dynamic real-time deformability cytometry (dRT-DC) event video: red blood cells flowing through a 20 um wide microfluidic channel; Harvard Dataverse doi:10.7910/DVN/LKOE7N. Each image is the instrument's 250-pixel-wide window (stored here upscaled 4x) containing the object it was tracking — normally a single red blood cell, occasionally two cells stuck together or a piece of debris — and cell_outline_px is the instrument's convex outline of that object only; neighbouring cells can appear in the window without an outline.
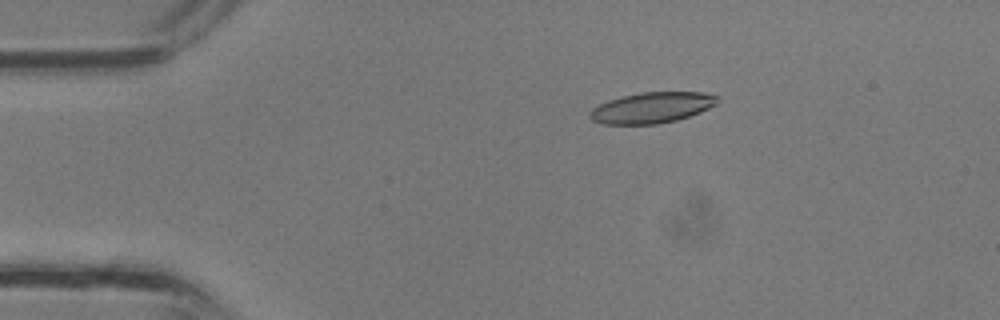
{"species": "common noctule bat (a hibernating species)", "species_latin": "Nyctalus noctula", "temperature_condition": "room temperature", "stored_images_in_passage": 36, "camera_frame_rate_fps": 3000, "um_per_image_px": 0.085, "animal": {"sex": "male", "body_mass_g": 13.3}, "frame": {"image": 1, "passage_image": 7, "time_ms": 2.0, "image_size_px": [1000, 320], "cell_outline_px": [[720, 100], [716, 104], [700, 112], [676, 120], [656, 124], [604, 124], [592, 120], [588, 116], [588, 112], [592, 108], [608, 100], [620, 96], [640, 92], [704, 92], [720, 96]], "centroid_in_image_um": [55.4, 9.14], "position_along_channel_um": 29.6, "area_um2": 23.06}}
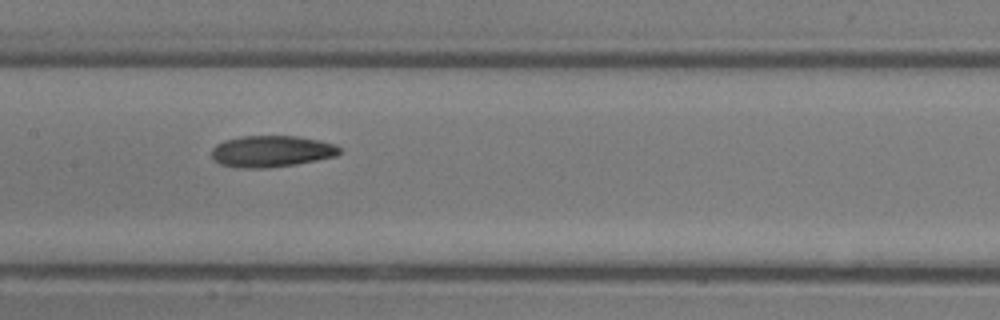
{"frame": {"image": 2, "passage_image": 18, "time_ms": 5.667, "image_size_px": [1000, 320], "cell_outline_px": [[340, 152], [336, 156], [296, 164], [268, 168], [236, 168], [220, 164], [212, 160], [212, 148], [216, 144], [224, 140], [240, 136], [296, 136], [320, 140], [336, 144], [340, 148]], "centroid_in_image_um": [23.04, 12.86], "position_along_channel_um": 184.4, "area_um2": 23.7}}
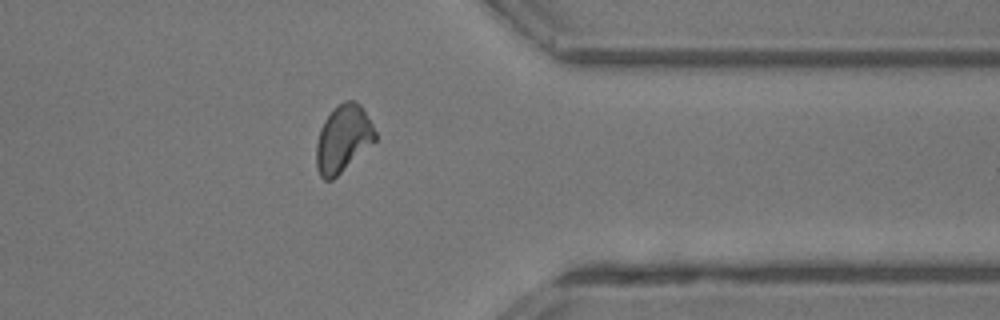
{"frame": {"image": 3, "passage_image": 29, "time_ms": 9.333, "image_size_px": [1000, 320], "cell_outline_px": [[376, 140], [332, 180], [324, 180], [320, 176], [316, 168], [316, 144], [320, 128], [324, 120], [336, 104], [348, 100], [352, 100], [360, 104], [364, 108], [376, 132]], "centroid_in_image_um": [29.14, 11.77], "position_along_channel_um": 382.3, "area_um2": 23.06}}